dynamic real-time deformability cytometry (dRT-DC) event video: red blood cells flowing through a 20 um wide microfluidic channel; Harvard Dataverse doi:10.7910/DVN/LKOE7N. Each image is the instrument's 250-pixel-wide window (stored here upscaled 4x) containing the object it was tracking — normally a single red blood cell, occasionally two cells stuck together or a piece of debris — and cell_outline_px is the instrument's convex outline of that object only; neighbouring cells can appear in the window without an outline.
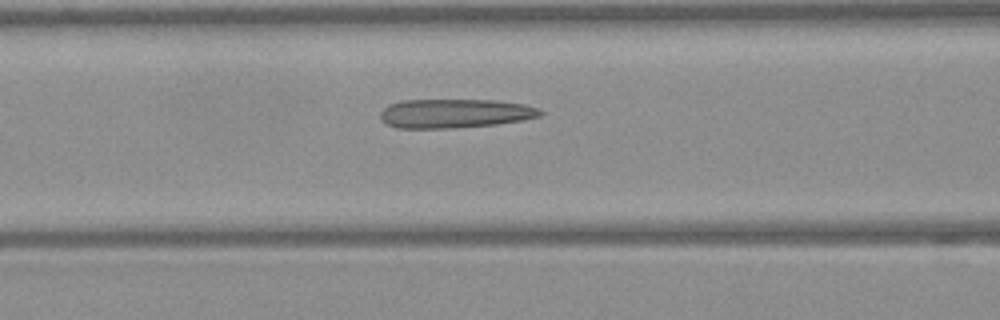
{"species": "Egyptian fruit bat (a non-hibernating species)", "species_latin": "Rousettus aegyptiacus", "temperature_condition": "warm", "stored_images_in_passage": 29, "camera_frame_rate_fps": 3000, "um_per_image_px": 0.085, "frame": {"image": 1, "passage_image": 7, "time_ms": 2.0, "image_size_px": [1000, 320], "cell_outline_px": [[544, 112], [540, 116], [524, 120], [496, 124], [448, 128], [396, 128], [380, 120], [380, 112], [388, 104], [400, 100], [496, 100], [524, 104], [540, 108]], "centroid_in_image_um": [38.66, 9.63], "position_along_channel_um": 127.9, "area_um2": 27.22}}
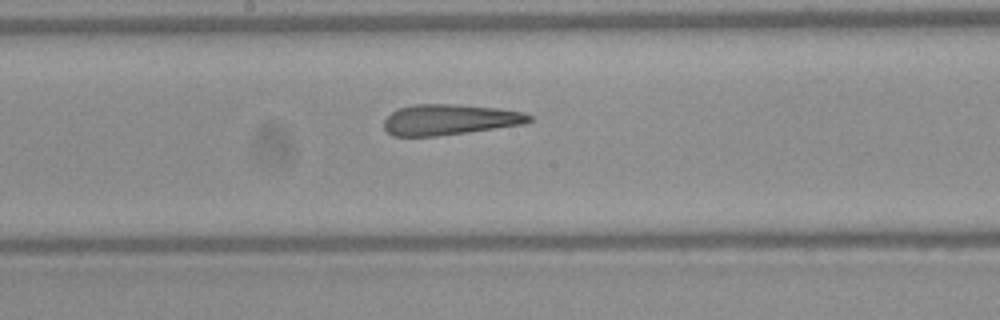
{"frame": {"image": 2, "passage_image": 13, "time_ms": 4.0, "image_size_px": [1000, 320], "cell_outline_px": [[536, 120], [524, 124], [468, 132], [436, 136], [392, 136], [384, 128], [384, 120], [392, 112], [400, 108], [412, 104], [456, 104], [500, 108], [524, 112], [532, 116]], "centroid_in_image_um": [38.26, 10.16], "position_along_channel_um": 209.9, "area_um2": 26.13}}
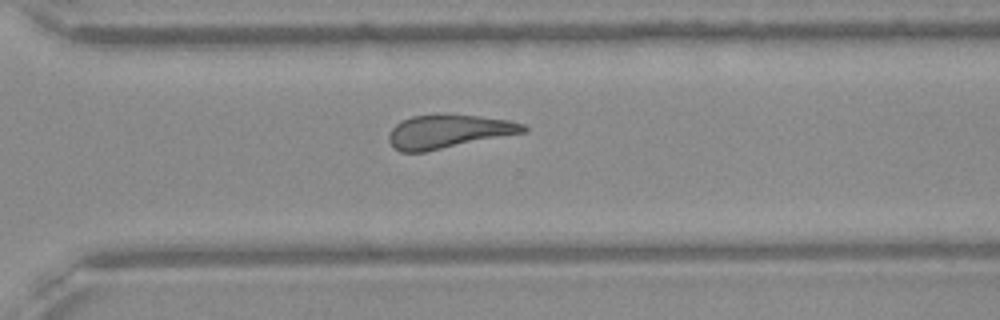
{"frame": {"image": 3, "passage_image": 22, "time_ms": 7.0, "image_size_px": [1000, 320], "cell_outline_px": [[528, 132], [424, 152], [400, 152], [388, 140], [388, 136], [392, 128], [396, 124], [412, 116], [440, 112], [480, 116], [508, 120], [524, 124], [528, 128]], "centroid_in_image_um": [38.15, 11.15], "position_along_channel_um": 332.5, "area_um2": 26.76}, "authors_computed_cell_mechanics": {"area_um2": 26.9926, "velocity_mm_per_s": 4.0915, "shape_relaxation_time_tau1_ms": null, "shape_relaxation_time_tau2_ms": 2.0385, "deformation_change_tau1": null, "deformation_change_tau2": 0.1352}}